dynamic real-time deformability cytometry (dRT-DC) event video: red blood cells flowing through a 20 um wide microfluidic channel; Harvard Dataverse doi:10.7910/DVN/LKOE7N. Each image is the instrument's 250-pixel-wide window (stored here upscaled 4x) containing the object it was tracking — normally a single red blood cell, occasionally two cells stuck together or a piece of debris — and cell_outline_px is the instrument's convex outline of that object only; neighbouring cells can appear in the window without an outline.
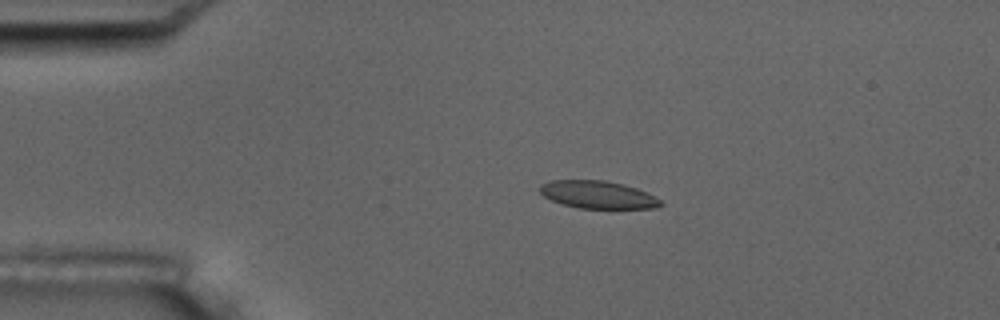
{"species": "common noctule bat (a hibernating species)", "species_latin": "Nyctalus noctula", "temperature_condition": "room temperature", "stored_images_in_passage": 5, "camera_frame_rate_fps": 3000, "um_per_image_px": 0.085, "animal": {"sex": "male", "body_mass_g": 17.5, "forearm_length_mm": 52.3}, "frame": {"image": 1, "passage_image": 3, "time_ms": 2.333, "image_size_px": [1000, 320], "cell_outline_px": [[664, 204], [656, 208], [580, 208], [564, 204], [552, 200], [544, 196], [540, 192], [540, 184], [552, 180], [604, 180], [624, 184], [636, 188], [660, 200]], "centroid_in_image_um": [50.8, 16.54], "position_along_channel_um": 34.2, "area_um2": 19.19}}
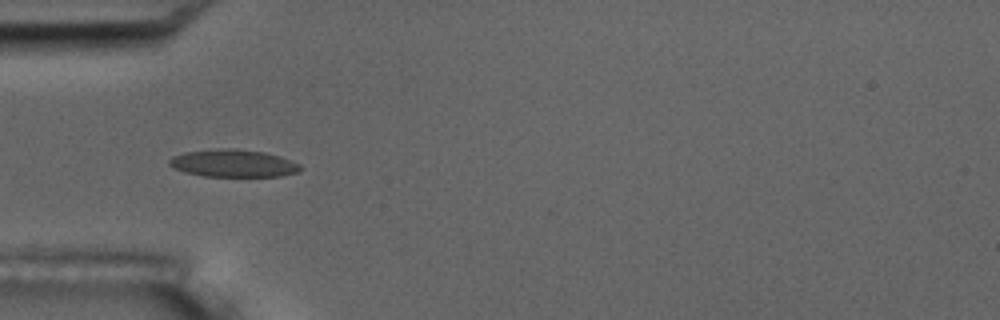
{"frame": {"image": 2, "passage_image": 4, "time_ms": 4.333, "image_size_px": [1000, 320], "cell_outline_px": [[304, 168], [300, 172], [280, 176], [204, 176], [184, 172], [172, 168], [168, 164], [168, 160], [172, 156], [184, 152], [220, 148], [232, 148], [264, 152], [280, 156], [300, 164]], "centroid_in_image_um": [19.83, 13.88], "position_along_channel_um": 65.2, "area_um2": 21.21}}